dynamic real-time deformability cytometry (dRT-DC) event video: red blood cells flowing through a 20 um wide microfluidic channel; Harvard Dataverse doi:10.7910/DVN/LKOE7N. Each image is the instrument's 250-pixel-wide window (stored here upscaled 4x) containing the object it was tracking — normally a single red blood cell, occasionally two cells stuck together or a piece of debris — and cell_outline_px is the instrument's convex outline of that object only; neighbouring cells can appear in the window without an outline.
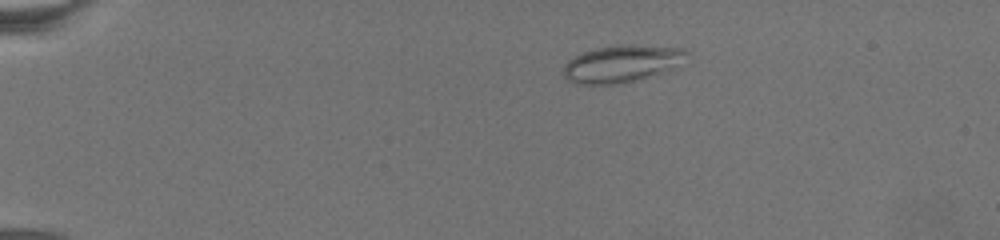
{"species": "common noctule bat (a hibernating species)", "species_latin": "Nyctalus noctula", "temperature_condition": "warm", "stored_images_in_passage": 33, "camera_frame_rate_fps": 3000, "um_per_image_px": 0.085, "animal": {"sex": "female", "body_mass_g": 19.5, "forearm_length_mm": 54.1}, "frame": {"image": 1, "passage_image": 1, "time_ms": 0.0, "image_size_px": [1000, 240], "cell_outline_px": [[688, 52], [672, 64], [656, 72], [620, 84], [576, 84], [568, 80], [564, 76], [564, 64], [568, 60], [592, 48], [616, 44], [636, 44], [684, 48]], "centroid_in_image_um": [52.67, 5.38], "position_along_channel_um": 32.3, "area_um2": 25.66}}
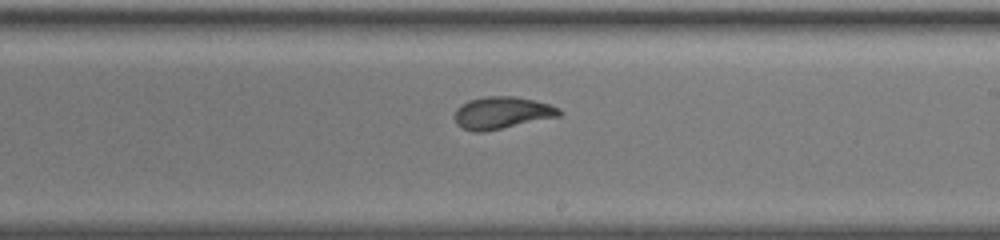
{"frame": {"image": 2, "passage_image": 16, "time_ms": 10.333, "image_size_px": [1000, 240], "cell_outline_px": [[564, 112], [560, 116], [484, 132], [472, 132], [456, 124], [456, 108], [460, 104], [468, 100], [484, 96], [516, 96], [548, 104], [560, 108]], "centroid_in_image_um": [42.67, 9.58], "position_along_channel_um": 246.3, "area_um2": 19.65}}
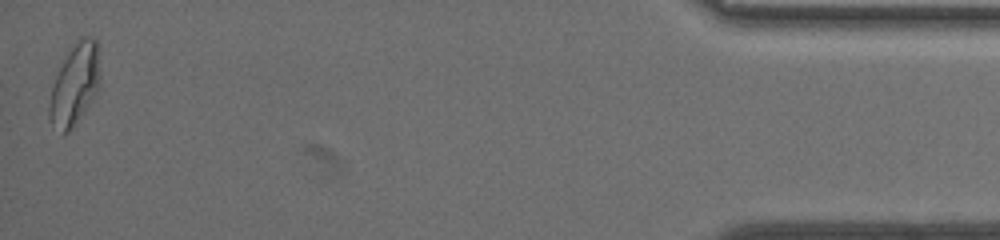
{"frame": {"image": 3, "passage_image": 32, "time_ms": 19.333, "image_size_px": [1000, 240], "cell_outline_px": [[100, 84], [96, 92], [84, 112], [68, 132], [60, 136], [48, 120], [48, 104], [52, 88], [56, 76], [68, 52], [84, 36], [92, 36], [96, 40], [100, 48]], "centroid_in_image_um": [6.36, 7.22], "position_along_channel_um": 428.8, "area_um2": 24.1}}